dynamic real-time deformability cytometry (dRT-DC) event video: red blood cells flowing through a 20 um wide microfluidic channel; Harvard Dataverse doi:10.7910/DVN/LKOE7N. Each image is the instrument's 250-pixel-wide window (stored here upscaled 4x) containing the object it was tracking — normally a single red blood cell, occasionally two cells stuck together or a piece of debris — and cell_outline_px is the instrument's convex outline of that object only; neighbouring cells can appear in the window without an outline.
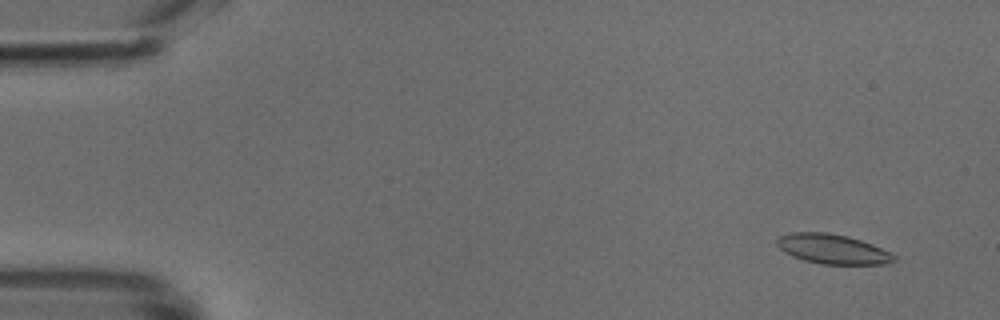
{"species": "common noctule bat (a hibernating species)", "species_latin": "Nyctalus noctula", "temperature_condition": "cold", "stored_images_in_passage": 50, "camera_frame_rate_fps": 3000, "um_per_image_px": 0.085, "animal": {"sex": "male", "body_mass_g": 18.8}, "frame": {"image": 1, "passage_image": 4, "time_ms": 1.0, "image_size_px": [1000, 320], "cell_outline_px": [[896, 260], [884, 264], [820, 264], [804, 260], [792, 256], [784, 252], [776, 244], [776, 240], [780, 236], [792, 232], [824, 232], [848, 236], [872, 244], [896, 256]], "centroid_in_image_um": [70.74, 21.17], "position_along_channel_um": 14.3, "area_um2": 20.11}}
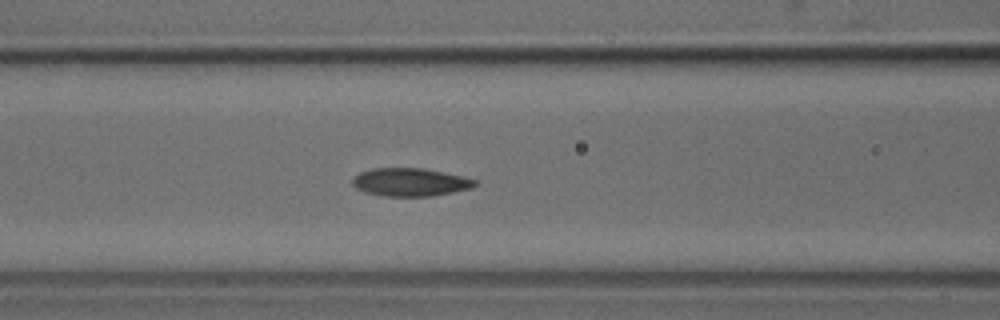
{"frame": {"image": 2, "passage_image": 21, "time_ms": 6.667, "image_size_px": [1000, 320], "cell_outline_px": [[480, 184], [472, 188], [432, 196], [384, 196], [364, 192], [356, 188], [352, 184], [352, 180], [360, 172], [372, 168], [424, 168], [464, 176], [476, 180]], "centroid_in_image_um": [34.9, 15.48], "position_along_channel_um": 131.7, "area_um2": 20.17}}
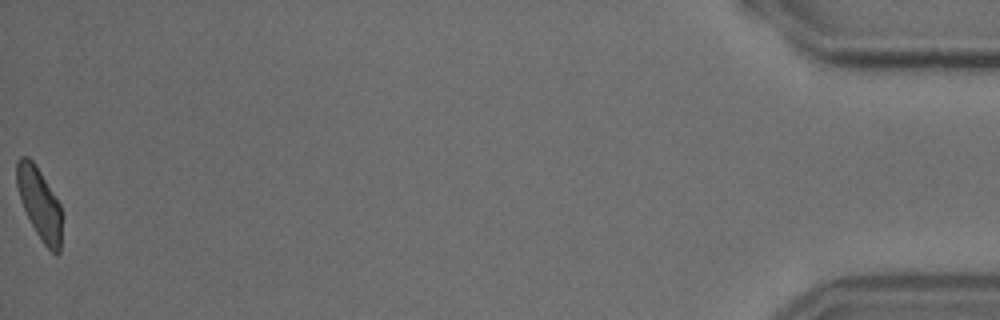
{"frame": {"image": 3, "passage_image": 50, "time_ms": 16.333, "image_size_px": [1000, 320], "cell_outline_px": [[64, 216], [60, 252], [56, 256], [44, 244], [36, 232], [24, 208], [16, 184], [16, 160], [20, 156], [28, 156], [36, 164], [60, 204]], "centroid_in_image_um": [3.4, 17.31], "position_along_channel_um": 431.8, "area_um2": 19.13}}